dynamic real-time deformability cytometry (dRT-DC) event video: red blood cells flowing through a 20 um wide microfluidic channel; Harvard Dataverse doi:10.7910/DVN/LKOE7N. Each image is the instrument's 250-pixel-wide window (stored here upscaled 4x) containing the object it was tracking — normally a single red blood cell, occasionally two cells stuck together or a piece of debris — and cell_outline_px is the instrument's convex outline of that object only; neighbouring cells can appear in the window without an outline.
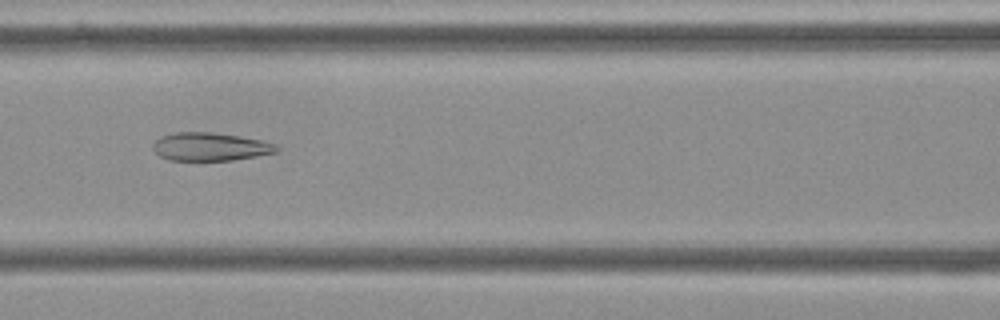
{"species": "Egyptian fruit bat (a non-hibernating species)", "species_latin": "Rousettus aegyptiacus", "temperature_condition": "cold", "stored_images_in_passage": 56, "camera_frame_rate_fps": 3000, "um_per_image_px": 0.085, "frame": {"image": 1, "passage_image": 24, "time_ms": 7.667, "image_size_px": [1000, 320], "cell_outline_px": [[280, 148], [276, 152], [256, 156], [232, 160], [168, 160], [160, 156], [152, 148], [152, 144], [160, 136], [176, 132], [212, 132], [240, 136], [260, 140], [276, 144]], "centroid_in_image_um": [17.85, 12.46], "position_along_channel_um": 148.7, "area_um2": 20.29}}
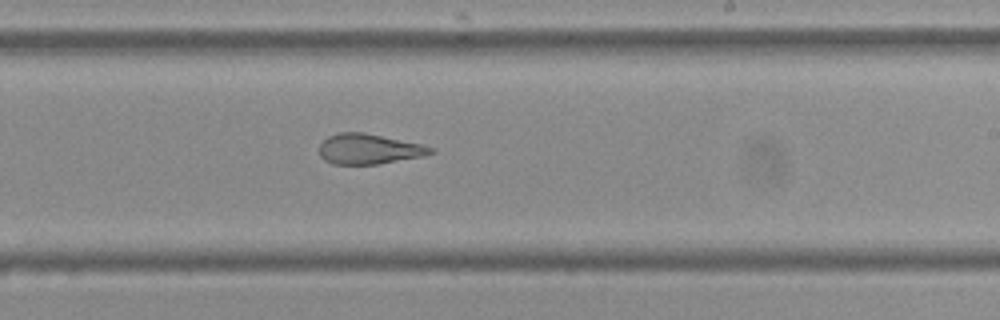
{"frame": {"image": 2, "passage_image": 33, "time_ms": 10.667, "image_size_px": [1000, 320], "cell_outline_px": [[436, 152], [420, 156], [376, 164], [332, 164], [324, 160], [320, 156], [320, 144], [328, 136], [340, 132], [364, 132], [424, 144], [436, 148]], "centroid_in_image_um": [31.37, 12.65], "position_along_channel_um": 257.6, "area_um2": 19.65}}
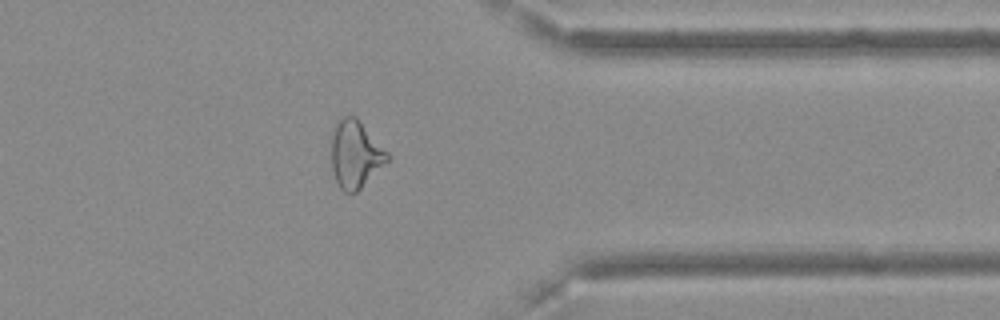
{"frame": {"image": 3, "passage_image": 44, "time_ms": 14.333, "image_size_px": [1000, 320], "cell_outline_px": [[392, 156], [356, 192], [344, 192], [340, 188], [336, 180], [332, 168], [328, 140], [332, 124], [344, 116], [356, 116]], "centroid_in_image_um": [30.14, 13.04], "position_along_channel_um": 381.3, "area_um2": 22.54}, "authors_computed_cell_mechanics": {"area_um2": 23.5824, "velocity_mm_per_s": 3.6364, "shape_relaxation_time_tau1_ms": null, "shape_relaxation_time_tau2_ms": 1.8411, "deformation_change_tau1": null, "deformation_change_tau2": 0.1118}}